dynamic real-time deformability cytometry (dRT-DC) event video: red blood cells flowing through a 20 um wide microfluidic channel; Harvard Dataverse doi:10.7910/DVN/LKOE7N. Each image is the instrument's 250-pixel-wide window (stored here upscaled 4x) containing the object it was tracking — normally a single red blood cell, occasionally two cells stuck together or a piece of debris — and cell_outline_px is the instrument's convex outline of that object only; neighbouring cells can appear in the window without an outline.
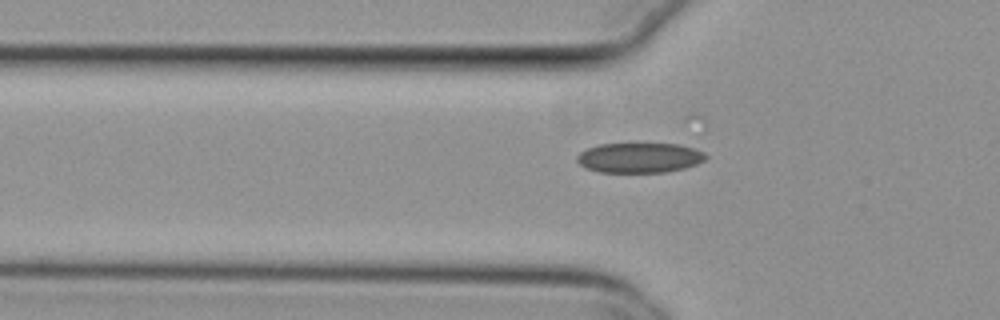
{"species": "common noctule bat (a hibernating species)", "species_latin": "Nyctalus noctula", "temperature_condition": "cold", "stored_images_in_passage": 23, "camera_frame_rate_fps": 3000, "um_per_image_px": 0.085, "animal": {"sex": "female", "body_mass_g": 29.2, "forearm_length_mm": 56.3}, "frame": {"image": 1, "passage_image": 4, "time_ms": 1.0, "image_size_px": [1000, 320], "cell_outline_px": [[708, 156], [704, 160], [696, 164], [684, 168], [668, 172], [600, 172], [584, 168], [576, 160], [576, 156], [584, 148], [600, 144], [680, 144], [696, 148], [704, 152]], "centroid_in_image_um": [54.34, 13.4], "position_along_channel_um": 71.5, "area_um2": 22.72}}
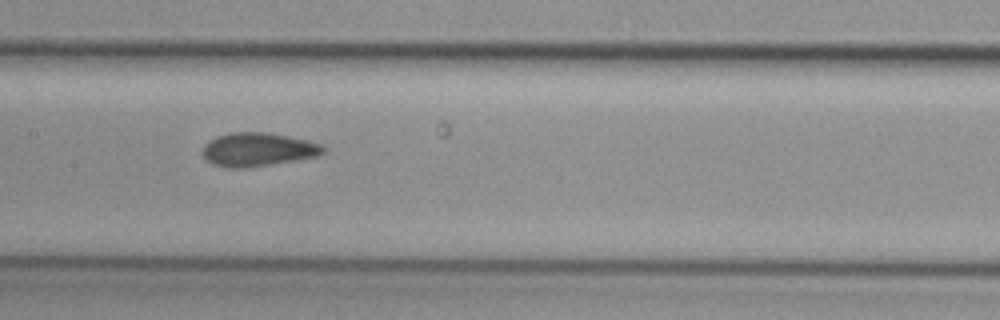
{"frame": {"image": 2, "passage_image": 13, "time_ms": 4.0, "image_size_px": [1000, 320], "cell_outline_px": [[324, 152], [316, 156], [248, 168], [224, 168], [212, 164], [200, 152], [204, 144], [208, 140], [216, 136], [232, 132], [268, 132], [308, 140], [320, 144], [324, 148]], "centroid_in_image_um": [21.85, 12.7], "position_along_channel_um": 185.6, "area_um2": 23.7}}
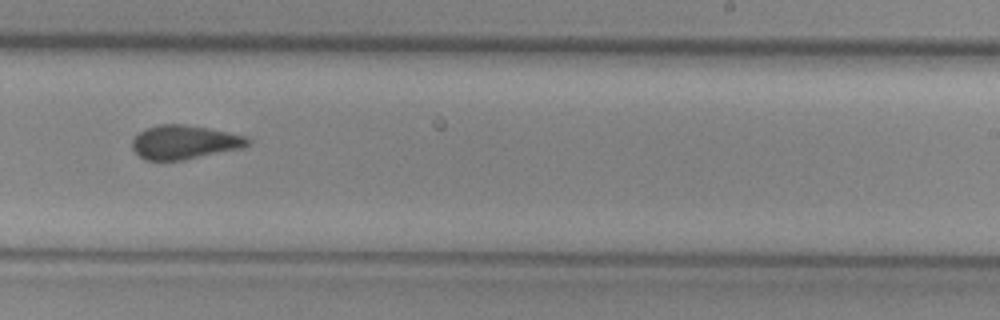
{"frame": {"image": 3, "passage_image": 20, "time_ms": 6.333, "image_size_px": [1000, 320], "cell_outline_px": [[252, 140], [244, 148], [180, 160], [144, 160], [132, 148], [132, 140], [144, 128], [160, 124], [184, 124], [208, 128], [248, 136]], "centroid_in_image_um": [15.7, 12.07], "position_along_channel_um": 273.3, "area_um2": 22.83}}